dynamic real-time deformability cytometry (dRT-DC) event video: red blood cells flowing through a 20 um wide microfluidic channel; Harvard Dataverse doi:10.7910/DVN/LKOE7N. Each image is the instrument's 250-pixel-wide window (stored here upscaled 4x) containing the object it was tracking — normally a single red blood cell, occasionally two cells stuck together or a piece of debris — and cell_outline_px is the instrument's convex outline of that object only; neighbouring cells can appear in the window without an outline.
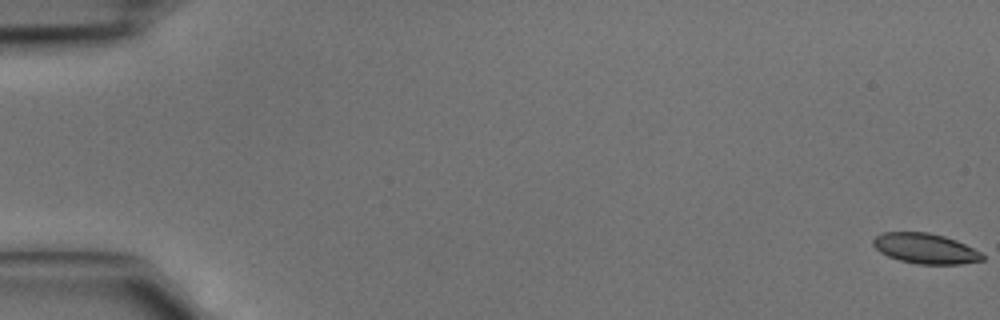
{"species": "common noctule bat (a hibernating species)", "species_latin": "Nyctalus noctula", "temperature_condition": "cold", "stored_images_in_passage": 4, "camera_frame_rate_fps": 3000, "um_per_image_px": 0.085, "animal": {"sex": "male", "body_mass_g": 15.6}, "frame": {"image": 1, "passage_image": 1, "time_ms": 0.0, "image_size_px": [1000, 320], "cell_outline_px": [[984, 260], [960, 264], [916, 264], [900, 260], [888, 256], [880, 252], [872, 244], [872, 240], [876, 236], [884, 232], [928, 232], [944, 236], [956, 240], [980, 252], [984, 256]], "centroid_in_image_um": [78.64, 21.12], "position_along_channel_um": 6.4, "area_um2": 19.19}}
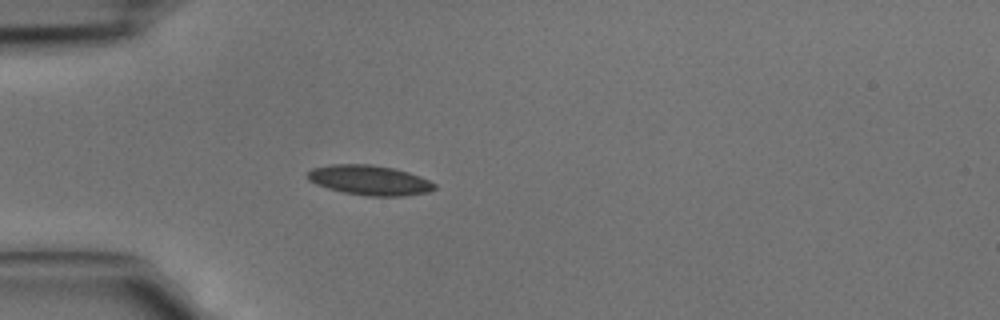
{"frame": {"image": 2, "passage_image": 4, "time_ms": 1.0, "image_size_px": [1000, 320], "cell_outline_px": [[436, 188], [428, 192], [404, 196], [368, 196], [344, 192], [328, 188], [316, 184], [308, 180], [304, 172], [312, 168], [328, 164], [372, 164], [392, 168], [408, 172], [420, 176], [436, 184]], "centroid_in_image_um": [31.37, 15.31], "position_along_channel_um": 53.6, "area_um2": 22.25}}